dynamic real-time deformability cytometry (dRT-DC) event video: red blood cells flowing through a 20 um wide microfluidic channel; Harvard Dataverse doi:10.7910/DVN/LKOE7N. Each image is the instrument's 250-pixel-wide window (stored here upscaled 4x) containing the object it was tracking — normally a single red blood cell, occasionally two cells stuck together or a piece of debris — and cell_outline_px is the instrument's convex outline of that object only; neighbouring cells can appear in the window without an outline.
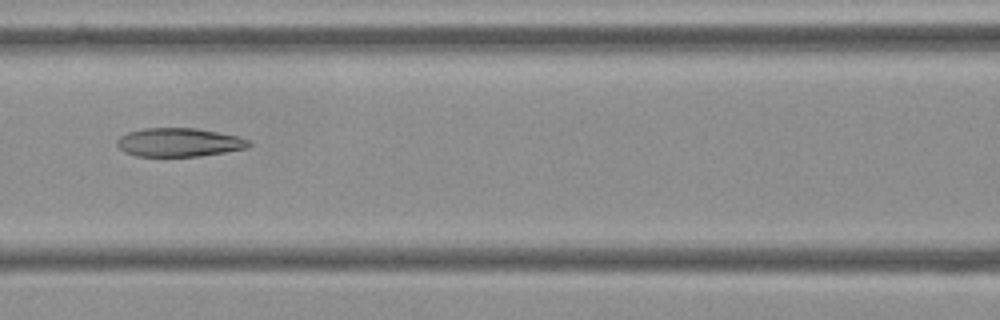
{"species": "Egyptian fruit bat (a non-hibernating species)", "species_latin": "Rousettus aegyptiacus", "temperature_condition": "cold", "stored_images_in_passage": 11, "camera_frame_rate_fps": 3000, "um_per_image_px": 0.085, "frame": {"image": 1, "passage_image": 7, "time_ms": 2.0, "image_size_px": [1000, 320], "cell_outline_px": [[252, 144], [248, 148], [200, 156], [136, 156], [124, 152], [116, 144], [116, 140], [120, 136], [128, 132], [144, 128], [196, 128], [240, 136], [248, 140]], "centroid_in_image_um": [15.22, 12.1], "position_along_channel_um": 151.4, "area_um2": 22.08}}
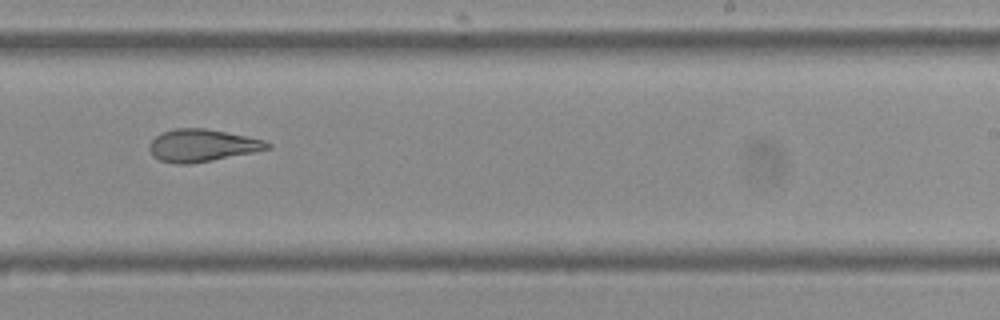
{"frame": {"image": 2, "passage_image": 10, "time_ms": 3.0, "image_size_px": [1000, 320], "cell_outline_px": [[272, 148], [212, 160], [188, 164], [176, 164], [160, 160], [152, 156], [148, 148], [148, 144], [160, 132], [176, 128], [204, 128], [248, 136], [264, 140], [272, 144]], "centroid_in_image_um": [17.15, 12.35], "position_along_channel_um": 271.8, "area_um2": 22.31}}
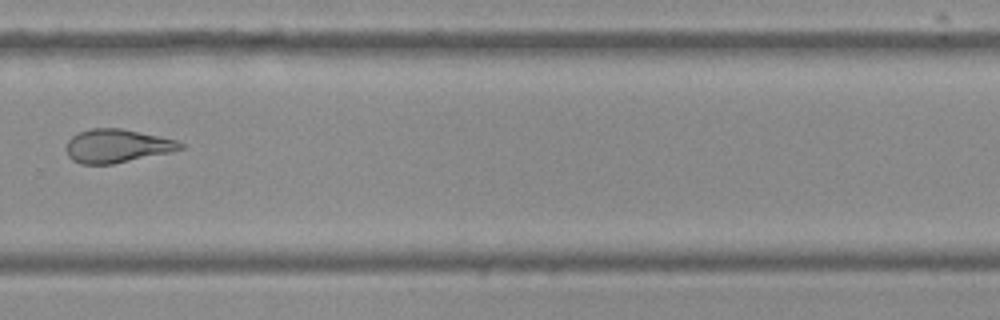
{"frame": {"image": 3, "passage_image": 11, "time_ms": 3.333, "image_size_px": [1000, 320], "cell_outline_px": [[184, 148], [172, 152], [112, 164], [80, 164], [72, 160], [68, 156], [64, 148], [68, 140], [72, 136], [80, 132], [92, 128], [120, 128], [176, 140], [184, 144]], "centroid_in_image_um": [9.92, 12.41], "position_along_channel_um": 319.9, "area_um2": 22.25}}